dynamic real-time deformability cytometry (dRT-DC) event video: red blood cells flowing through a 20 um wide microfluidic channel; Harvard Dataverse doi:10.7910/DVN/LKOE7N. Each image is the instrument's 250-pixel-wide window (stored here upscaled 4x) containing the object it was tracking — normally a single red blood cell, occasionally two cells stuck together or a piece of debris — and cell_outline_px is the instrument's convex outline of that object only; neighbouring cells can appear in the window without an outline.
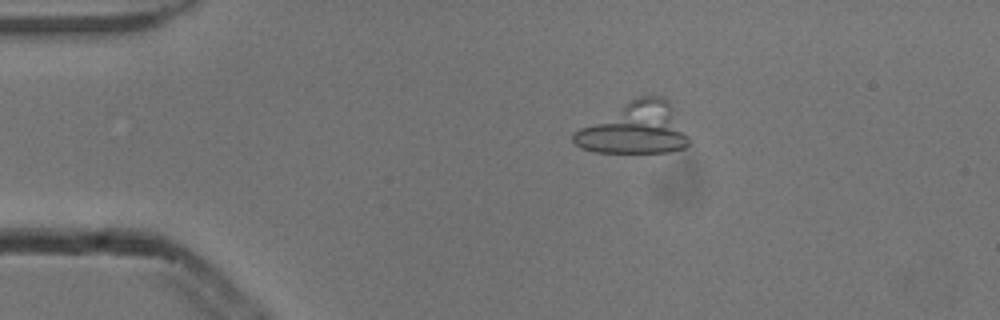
{"species": "common noctule bat (a hibernating species)", "species_latin": "Nyctalus noctula", "temperature_condition": "cold", "stored_images_in_passage": 4, "camera_frame_rate_fps": 3000, "um_per_image_px": 0.085, "animal": {"sex": "male", "body_mass_g": 13.3}, "frame": {"image": 1, "passage_image": 3, "time_ms": 0.667, "image_size_px": [1000, 320], "cell_outline_px": [[688, 144], [684, 148], [668, 152], [592, 152], [580, 148], [572, 140], [572, 132], [624, 104], [640, 96], [660, 96], [668, 100], [688, 136]], "centroid_in_image_um": [53.94, 10.95], "position_along_channel_um": 31.1, "area_um2": 33.87}}